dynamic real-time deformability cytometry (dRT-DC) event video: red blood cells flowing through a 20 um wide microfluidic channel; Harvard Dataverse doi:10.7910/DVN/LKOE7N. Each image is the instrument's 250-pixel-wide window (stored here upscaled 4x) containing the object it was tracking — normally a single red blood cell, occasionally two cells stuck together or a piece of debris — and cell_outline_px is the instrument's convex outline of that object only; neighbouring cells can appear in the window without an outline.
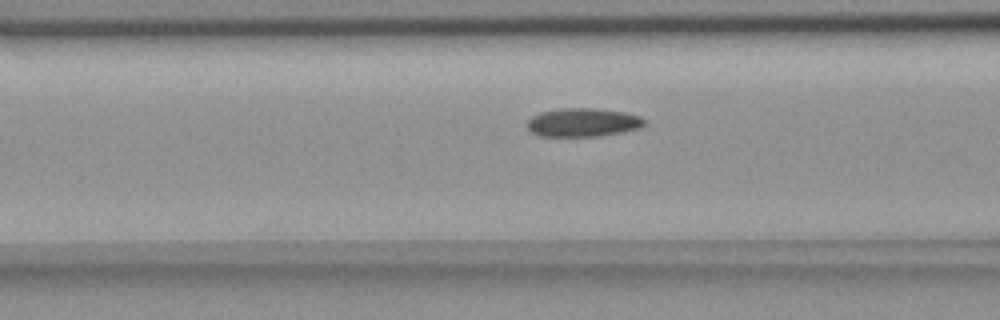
{"species": "common noctule bat (a hibernating species)", "species_latin": "Nyctalus noctula", "temperature_condition": "room temperature", "stored_images_in_passage": 18, "camera_frame_rate_fps": 3000, "um_per_image_px": 0.085, "animal": {"sex": "female", "body_mass_g": 18.4}, "frame": {"image": 1, "passage_image": 16, "time_ms": 5.0, "image_size_px": [1000, 320], "cell_outline_px": [[644, 124], [640, 128], [600, 136], [540, 136], [532, 132], [528, 128], [528, 120], [532, 116], [540, 112], [560, 108], [596, 108], [624, 112], [640, 116], [644, 120]], "centroid_in_image_um": [49.54, 10.4], "position_along_channel_um": 117.1, "area_um2": 19.42}}